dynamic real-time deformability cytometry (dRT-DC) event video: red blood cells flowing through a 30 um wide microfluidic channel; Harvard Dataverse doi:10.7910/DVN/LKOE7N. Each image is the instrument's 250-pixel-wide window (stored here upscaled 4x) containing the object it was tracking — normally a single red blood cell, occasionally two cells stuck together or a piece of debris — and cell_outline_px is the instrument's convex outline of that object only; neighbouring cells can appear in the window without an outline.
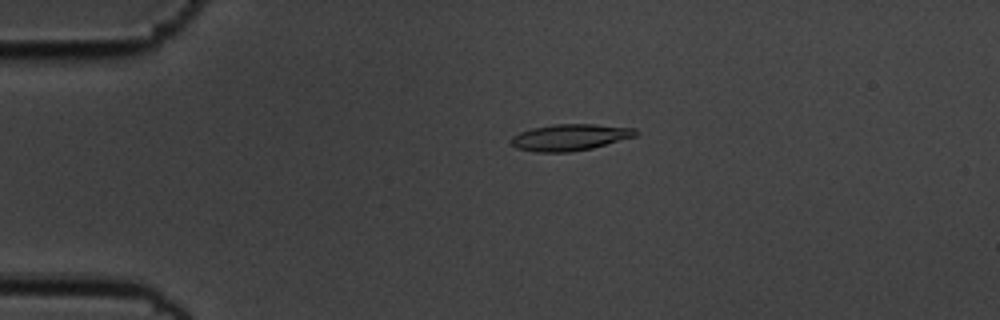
{"species": "common noctule bat (a hibernating species)", "species_latin": "Nyctalus noctula", "temperature_condition": "cold", "stored_images_in_passage": 47, "camera_frame_rate_fps": 3000, "um_per_image_px": 0.085, "animal": {"sex": "male", "body_mass_g": 19.5, "forearm_length_mm": 54.6}, "frame": {"image": 1, "passage_image": 4, "time_ms": 1.0, "image_size_px": [1000, 320], "cell_outline_px": [[640, 132], [636, 136], [592, 148], [568, 152], [536, 152], [516, 148], [512, 144], [512, 136], [520, 132], [532, 128], [556, 124], [596, 124], [636, 128]], "centroid_in_image_um": [48.48, 11.66], "position_along_channel_um": 36.5, "area_um2": 19.19}}
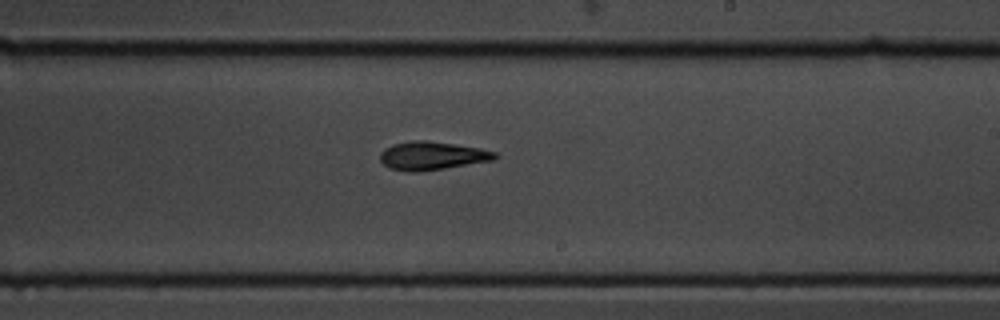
{"frame": {"image": 2, "passage_image": 25, "time_ms": 8.0, "image_size_px": [1000, 320], "cell_outline_px": [[500, 156], [492, 160], [444, 168], [416, 172], [412, 172], [388, 168], [380, 160], [380, 152], [384, 148], [392, 144], [412, 140], [428, 140], [480, 148], [496, 152]], "centroid_in_image_um": [36.69, 13.22], "position_along_channel_um": 252.3, "area_um2": 18.96}}
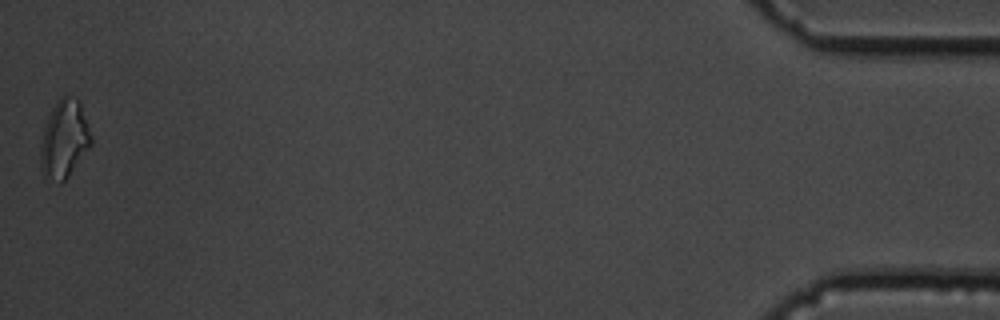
{"frame": {"image": 3, "passage_image": 47, "time_ms": 15.333, "image_size_px": [1000, 320], "cell_outline_px": [[92, 144], [68, 176], [60, 184], [44, 176], [40, 168], [40, 144], [44, 128], [48, 116], [56, 100], [60, 96], [68, 96], [80, 100], [92, 136]], "centroid_in_image_um": [5.45, 11.82], "position_along_channel_um": 429.7, "area_um2": 23.12}, "authors_computed_cell_mechanics": {"area_um2": 18.785, "velocity_mm_per_s": 3.635, "shape_relaxation_time_tau1_ms": 3.9946, "shape_relaxation_time_tau2_ms": 6.7559, "deformation_change_tau1": 0.14, "deformation_change_tau2": 0.1542}}